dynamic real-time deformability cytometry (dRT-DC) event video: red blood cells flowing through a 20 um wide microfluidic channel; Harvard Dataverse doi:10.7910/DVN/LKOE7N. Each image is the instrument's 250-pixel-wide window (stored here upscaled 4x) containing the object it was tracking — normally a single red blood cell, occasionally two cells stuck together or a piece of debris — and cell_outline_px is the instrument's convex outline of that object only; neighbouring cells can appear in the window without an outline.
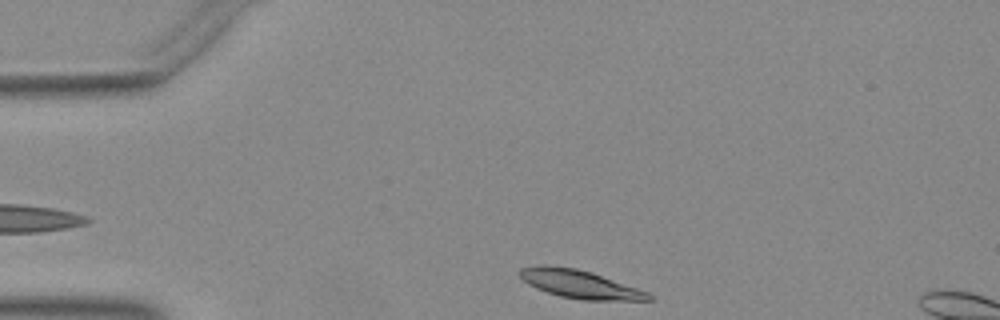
{"species": "Egyptian fruit bat (a non-hibernating species)", "species_latin": "Rousettus aegyptiacus", "temperature_condition": "warm", "stored_images_in_passage": 6, "camera_frame_rate_fps": 3000, "um_per_image_px": 0.085, "animal": {"sex": "female"}, "frame": {"image": 1, "passage_image": 1, "time_ms": 0.0, "image_size_px": [1000, 320], "cell_outline_px": [[652, 300], [580, 300], [560, 296], [536, 288], [528, 284], [520, 276], [520, 268], [576, 268], [592, 272], [648, 292], [652, 296]], "centroid_in_image_um": [49.38, 24.2], "position_along_channel_um": 35.6, "area_um2": 20.23}}